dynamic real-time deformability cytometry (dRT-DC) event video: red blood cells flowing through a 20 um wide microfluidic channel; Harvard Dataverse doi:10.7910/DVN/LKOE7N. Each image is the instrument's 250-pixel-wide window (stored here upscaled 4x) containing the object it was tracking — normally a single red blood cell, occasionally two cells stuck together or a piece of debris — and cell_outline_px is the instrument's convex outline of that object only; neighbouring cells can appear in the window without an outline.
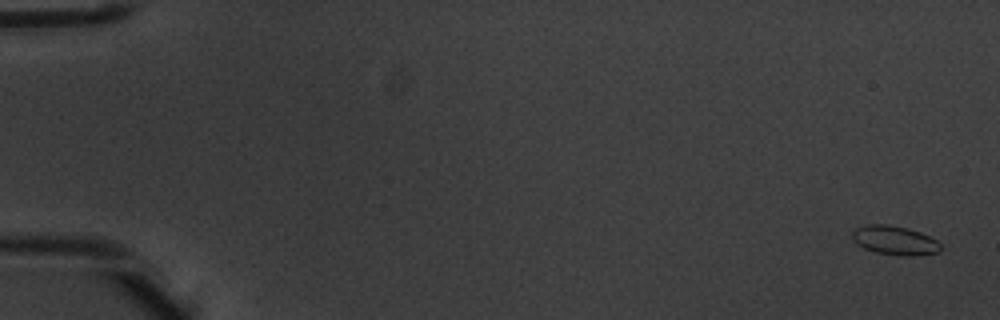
{"species": "common noctule bat (a hibernating species)", "species_latin": "Nyctalus noctula", "temperature_condition": "warm", "stored_images_in_passage": 3, "camera_frame_rate_fps": 3000, "um_per_image_px": 0.085, "animal": {"sex": "male", "body_mass_g": 20.1, "forearm_length_mm": 53.5}, "frame": {"image": 1, "passage_image": 1, "time_ms": 0.0, "image_size_px": [1000, 320], "cell_outline_px": [[940, 252], [908, 256], [900, 256], [876, 252], [864, 248], [856, 244], [852, 240], [852, 232], [856, 228], [868, 224], [888, 224], [920, 232], [936, 240], [940, 244]], "centroid_in_image_um": [76.01, 20.43], "position_along_channel_um": 9.0, "area_um2": 14.85}}